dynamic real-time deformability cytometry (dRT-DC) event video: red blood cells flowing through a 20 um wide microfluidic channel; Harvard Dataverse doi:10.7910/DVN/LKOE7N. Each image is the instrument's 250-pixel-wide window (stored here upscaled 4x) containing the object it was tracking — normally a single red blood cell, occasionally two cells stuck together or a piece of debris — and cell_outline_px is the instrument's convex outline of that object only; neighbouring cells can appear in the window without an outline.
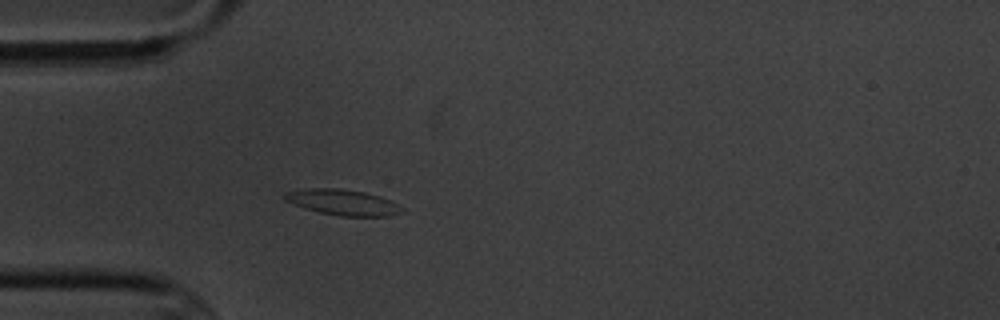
{"species": "common noctule bat (a hibernating species)", "species_latin": "Nyctalus noctula", "temperature_condition": "cold", "stored_images_in_passage": 3, "camera_frame_rate_fps": 3000, "um_per_image_px": 0.085, "animal": {"sex": "male", "body_mass_g": 20.1, "forearm_length_mm": 53.5}, "frame": {"image": 1, "passage_image": 3, "time_ms": 2.333, "image_size_px": [1000, 320], "cell_outline_px": [[404, 212], [388, 216], [340, 216], [320, 212], [304, 208], [292, 204], [284, 200], [280, 196], [284, 192], [308, 188], [340, 188], [364, 192], [380, 196], [392, 200], [404, 208]], "centroid_in_image_um": [29.12, 17.19], "position_along_channel_um": 55.9, "area_um2": 17.86}}